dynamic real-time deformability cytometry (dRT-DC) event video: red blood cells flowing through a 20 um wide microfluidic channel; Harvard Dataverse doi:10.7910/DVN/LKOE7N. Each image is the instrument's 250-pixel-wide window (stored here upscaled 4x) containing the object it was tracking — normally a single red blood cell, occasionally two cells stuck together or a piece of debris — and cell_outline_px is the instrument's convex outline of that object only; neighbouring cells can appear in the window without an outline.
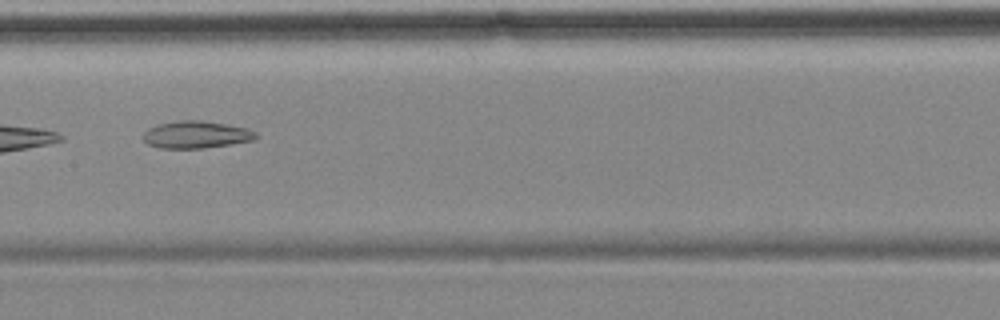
{"species": "common noctule bat (a hibernating species)", "species_latin": "Nyctalus noctula", "temperature_condition": "cold", "stored_images_in_passage": 10, "camera_frame_rate_fps": 3000, "um_per_image_px": 0.085, "animal": {"sex": "female", "body_mass_g": 18.4}, "frame": {"image": 1, "passage_image": 7, "time_ms": 8.667, "image_size_px": [1000, 320], "cell_outline_px": [[256, 140], [232, 144], [204, 148], [160, 148], [148, 144], [144, 140], [144, 132], [148, 128], [156, 124], [180, 120], [200, 120], [228, 124], [248, 128], [256, 132]], "centroid_in_image_um": [16.69, 11.44], "position_along_channel_um": 190.7, "area_um2": 18.03}}